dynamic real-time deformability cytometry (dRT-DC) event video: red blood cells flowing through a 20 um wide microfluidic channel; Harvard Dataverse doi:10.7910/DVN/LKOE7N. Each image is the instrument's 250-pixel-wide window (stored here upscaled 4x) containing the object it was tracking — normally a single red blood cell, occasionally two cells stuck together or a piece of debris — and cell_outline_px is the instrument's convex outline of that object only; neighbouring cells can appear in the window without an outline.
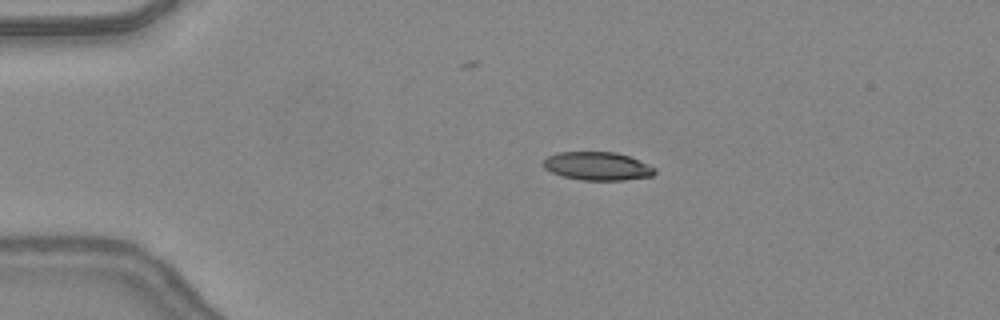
{"species": "common noctule bat (a hibernating species)", "species_latin": "Nyctalus noctula", "temperature_condition": "warm", "stored_images_in_passage": 47, "camera_frame_rate_fps": 3000, "um_per_image_px": 0.085, "animal": {"sex": "female", "body_mass_g": 24.6, "forearm_length_mm": 56.2}, "frame": {"image": 1, "passage_image": 10, "time_ms": 3.0, "image_size_px": [1000, 320], "cell_outline_px": [[656, 172], [652, 176], [624, 180], [580, 180], [564, 176], [552, 172], [544, 168], [544, 160], [548, 156], [556, 152], [616, 152], [628, 156], [648, 164], [656, 168]], "centroid_in_image_um": [50.79, 14.12], "position_along_channel_um": 34.2, "area_um2": 18.32}}
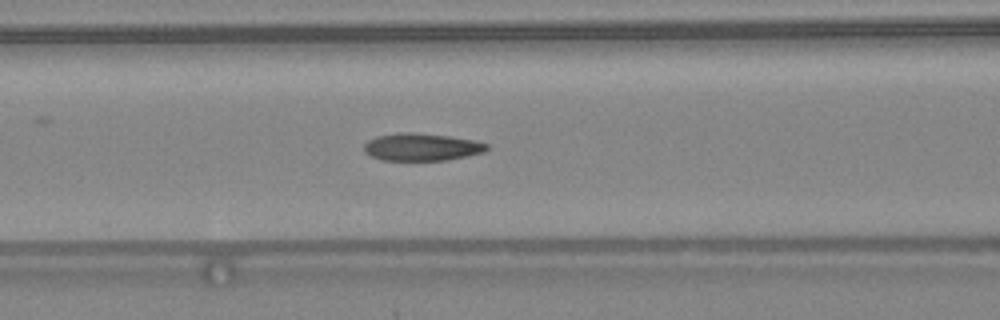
{"frame": {"image": 2, "passage_image": 20, "time_ms": 6.333, "image_size_px": [1000, 320], "cell_outline_px": [[488, 148], [484, 152], [468, 156], [448, 160], [380, 160], [368, 156], [364, 152], [364, 144], [368, 140], [376, 136], [400, 132], [408, 132], [448, 136], [476, 140], [488, 144]], "centroid_in_image_um": [35.82, 12.5], "position_along_channel_um": 130.8, "area_um2": 19.83}}
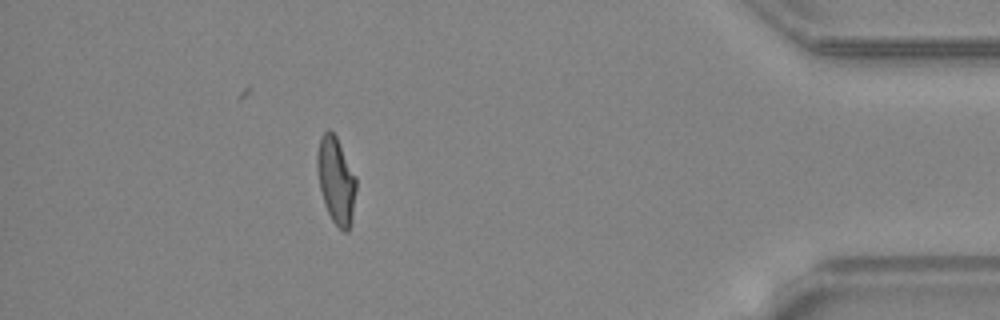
{"frame": {"image": 3, "passage_image": 42, "time_ms": 13.667, "image_size_px": [1000, 320], "cell_outline_px": [[356, 188], [352, 220], [348, 232], [344, 232], [332, 220], [324, 204], [320, 188], [316, 168], [316, 152], [320, 140], [324, 132], [328, 128], [336, 136], [356, 176]], "centroid_in_image_um": [28.56, 15.33], "position_along_channel_um": 406.6, "area_um2": 19.71}, "authors_computed_cell_mechanics": {"area_um2": 19.7676, "velocity_mm_per_s": 4.4229, "shape_relaxation_time_tau1_ms": 4.8478, "shape_relaxation_time_tau2_ms": 1.1304, "deformation_change_tau1": 0.2099, "deformation_change_tau2": 0.0881}}